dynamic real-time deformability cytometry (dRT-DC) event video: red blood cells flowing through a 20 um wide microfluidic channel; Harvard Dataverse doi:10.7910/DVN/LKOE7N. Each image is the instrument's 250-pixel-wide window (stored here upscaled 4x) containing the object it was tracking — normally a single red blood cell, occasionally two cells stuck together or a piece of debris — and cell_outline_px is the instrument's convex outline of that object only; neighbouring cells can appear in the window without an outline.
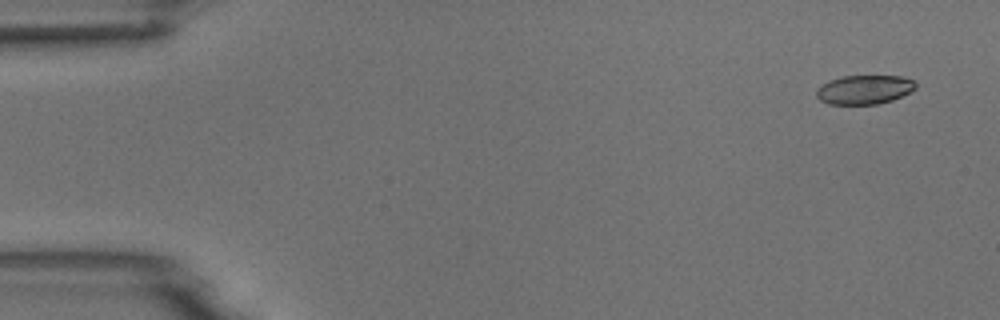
{"species": "common noctule bat (a hibernating species)", "species_latin": "Nyctalus noctula", "temperature_condition": "room temperature", "stored_images_in_passage": 4, "camera_frame_rate_fps": 3000, "um_per_image_px": 0.085, "animal": {"sex": "male", "body_mass_g": 18.8}, "frame": {"image": 1, "passage_image": 1, "time_ms": 0.0, "image_size_px": [1000, 320], "cell_outline_px": [[916, 88], [892, 100], [876, 104], [828, 104], [820, 100], [816, 96], [816, 88], [820, 84], [828, 80], [840, 76], [900, 76], [912, 80], [916, 84]], "centroid_in_image_um": [73.39, 7.61], "position_along_channel_um": 11.6, "area_um2": 16.82}}